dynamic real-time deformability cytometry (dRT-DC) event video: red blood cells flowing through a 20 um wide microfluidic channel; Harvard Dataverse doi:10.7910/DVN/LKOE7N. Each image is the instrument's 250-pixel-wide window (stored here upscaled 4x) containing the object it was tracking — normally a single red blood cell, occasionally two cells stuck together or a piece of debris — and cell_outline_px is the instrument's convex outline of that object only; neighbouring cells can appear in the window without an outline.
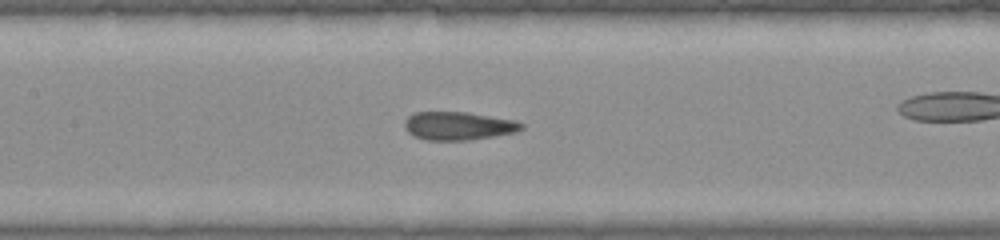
{"species": "common noctule bat (a hibernating species)", "species_latin": "Nyctalus noctula", "temperature_condition": "warm", "stored_images_in_passage": 27, "camera_frame_rate_fps": 3000, "um_per_image_px": 0.085, "animal": {"sex": "female", "body_mass_g": 22.0, "forearm_length_mm": 56.7}, "frame": {"image": 1, "passage_image": 5, "time_ms": 1.333, "image_size_px": [1000, 240], "cell_outline_px": [[524, 128], [516, 132], [468, 140], [428, 140], [412, 136], [404, 128], [404, 120], [412, 112], [468, 112], [516, 120], [524, 124]], "centroid_in_image_um": [38.94, 10.69], "position_along_channel_um": 168.5, "area_um2": 19.42}}
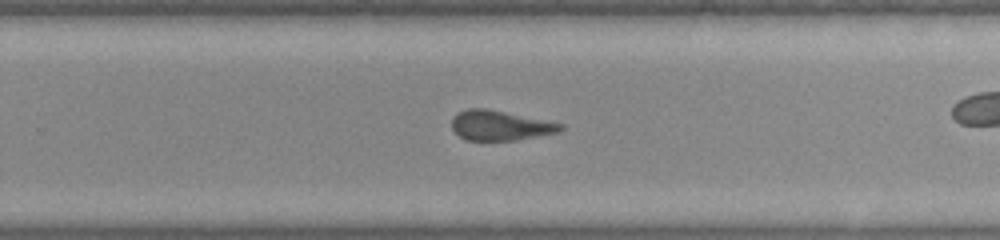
{"frame": {"image": 2, "passage_image": 12, "time_ms": 3.667, "image_size_px": [1000, 240], "cell_outline_px": [[564, 128], [560, 132], [516, 140], [464, 140], [452, 128], [452, 116], [468, 108], [488, 108], [564, 124]], "centroid_in_image_um": [42.52, 10.66], "position_along_channel_um": 287.3, "area_um2": 18.96}}
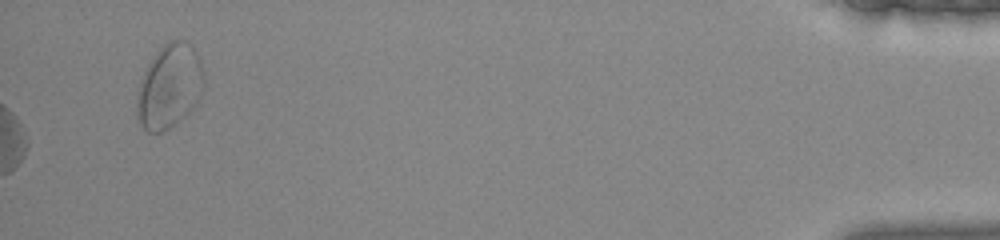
{"frame": {"image": 3, "passage_image": 27, "time_ms": 8.667, "image_size_px": [1000, 240], "cell_outline_px": [[204, 84], [200, 96], [192, 108], [184, 116], [168, 128], [160, 132], [148, 132], [140, 124], [136, 116], [136, 92], [140, 80], [148, 64], [156, 52], [164, 44], [172, 40], [184, 40], [192, 44], [200, 60], [204, 72]], "centroid_in_image_um": [14.38, 7.32], "position_along_channel_um": 420.8, "area_um2": 32.89}}